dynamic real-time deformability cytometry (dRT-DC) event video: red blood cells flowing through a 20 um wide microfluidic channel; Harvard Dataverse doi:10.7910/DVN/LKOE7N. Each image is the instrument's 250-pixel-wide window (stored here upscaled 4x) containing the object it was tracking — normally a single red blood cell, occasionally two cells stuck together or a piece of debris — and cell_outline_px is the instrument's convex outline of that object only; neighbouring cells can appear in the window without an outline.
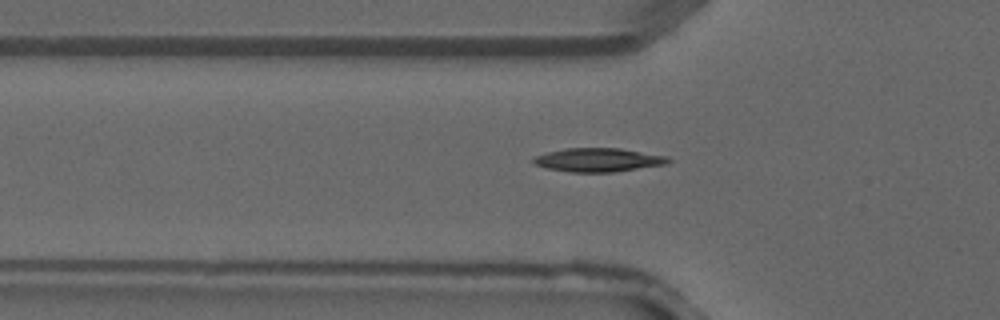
{"species": "common noctule bat (a hibernating species)", "species_latin": "Nyctalus noctula", "temperature_condition": "warm", "stored_images_in_passage": 3, "camera_frame_rate_fps": 3000, "um_per_image_px": 0.085, "animal": {"sex": "male", "forearm_length_mm": 52.5}, "frame": {"image": 1, "passage_image": 3, "time_ms": 0.667, "image_size_px": [1000, 320], "cell_outline_px": [[672, 160], [668, 164], [612, 172], [568, 172], [548, 168], [532, 164], [532, 160], [536, 156], [548, 152], [564, 148], [620, 148], [668, 156]], "centroid_in_image_um": [50.87, 13.59], "position_along_channel_um": 74.9, "area_um2": 18.67}}